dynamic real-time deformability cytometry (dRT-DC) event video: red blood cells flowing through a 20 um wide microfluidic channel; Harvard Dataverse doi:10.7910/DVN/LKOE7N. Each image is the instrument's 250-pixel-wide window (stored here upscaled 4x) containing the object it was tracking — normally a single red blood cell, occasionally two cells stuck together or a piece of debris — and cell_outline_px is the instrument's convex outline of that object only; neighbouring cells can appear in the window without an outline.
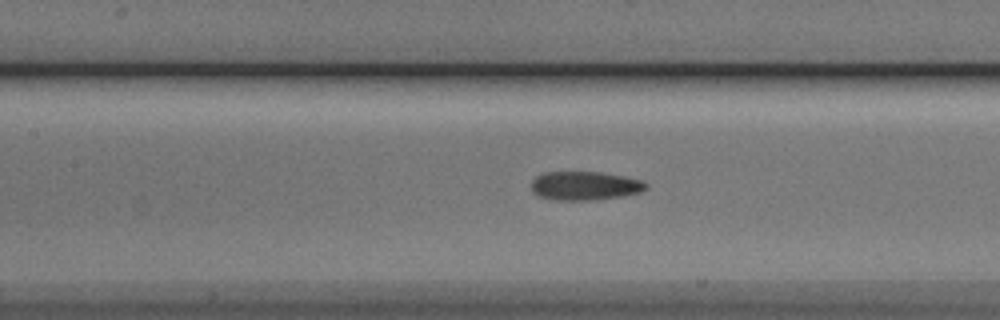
{"species": "Egyptian fruit bat (a non-hibernating species)", "species_latin": "Rousettus aegyptiacus", "temperature_condition": "cold", "stored_images_in_passage": 46, "camera_frame_rate_fps": 3000, "um_per_image_px": 0.085, "animal": {"sex": "male"}, "frame": {"image": 1, "passage_image": 19, "time_ms": 6.0, "image_size_px": [1000, 320], "cell_outline_px": [[648, 188], [640, 192], [620, 196], [588, 200], [556, 200], [540, 196], [532, 192], [532, 180], [536, 176], [544, 172], [604, 172], [644, 180], [648, 184]], "centroid_in_image_um": [49.73, 15.77], "position_along_channel_um": 157.7, "area_um2": 19.25}}
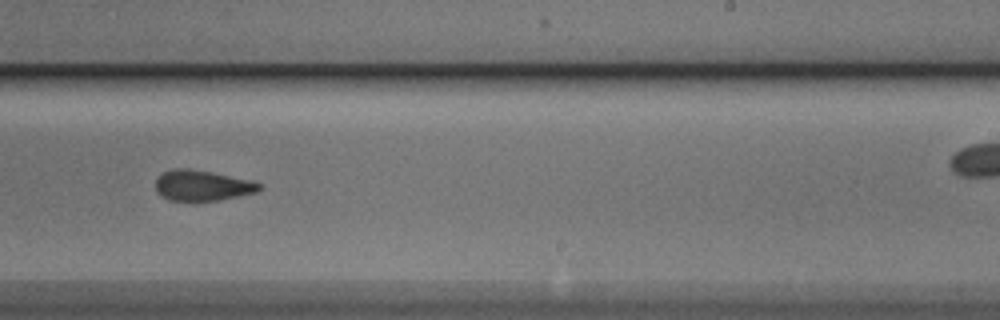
{"frame": {"image": 2, "passage_image": 28, "time_ms": 9.0, "image_size_px": [1000, 320], "cell_outline_px": [[260, 188], [256, 192], [220, 200], [168, 200], [160, 196], [156, 192], [156, 176], [172, 168], [188, 168], [212, 172], [252, 180], [260, 184]], "centroid_in_image_um": [17.14, 15.75], "position_along_channel_um": 271.9, "area_um2": 18.5}}
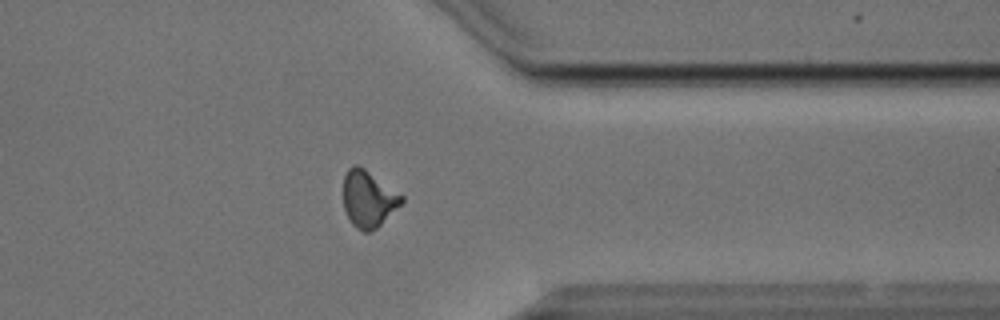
{"frame": {"image": 3, "passage_image": 37, "time_ms": 12.0, "image_size_px": [1000, 320], "cell_outline_px": [[404, 200], [376, 228], [368, 232], [364, 232], [356, 228], [352, 224], [344, 208], [344, 176], [348, 168], [352, 164], [360, 164], [404, 196]], "centroid_in_image_um": [31.29, 16.86], "position_along_channel_um": 380.1, "area_um2": 19.13}}